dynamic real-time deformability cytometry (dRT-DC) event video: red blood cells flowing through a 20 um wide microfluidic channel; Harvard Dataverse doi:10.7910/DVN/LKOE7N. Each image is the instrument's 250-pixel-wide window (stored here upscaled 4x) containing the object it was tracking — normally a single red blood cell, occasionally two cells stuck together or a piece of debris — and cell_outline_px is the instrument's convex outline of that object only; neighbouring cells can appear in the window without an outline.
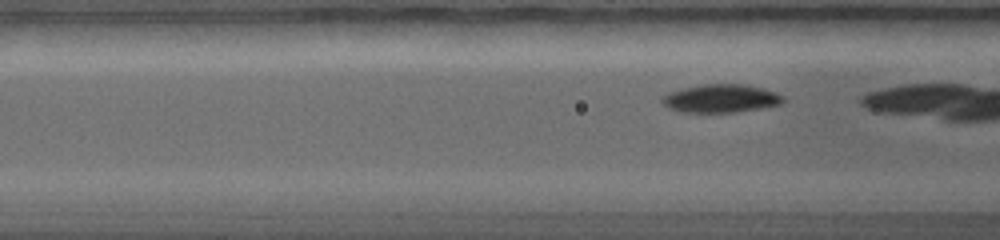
{"species": "common noctule bat (a hibernating species)", "species_latin": "Nyctalus noctula", "temperature_condition": "warm", "stored_images_in_passage": 15, "camera_frame_rate_fps": 5000, "um_per_image_px": 0.085, "animal": {"sex": "female", "body_mass_g": 19.0, "forearm_length_mm": 56.7}, "frame": {"image": 1, "passage_image": 7, "time_ms": 1.0, "image_size_px": [1000, 240], "cell_outline_px": [[784, 100], [780, 104], [760, 108], [736, 112], [680, 112], [668, 108], [660, 100], [668, 92], [680, 88], [700, 84], [740, 84], [764, 88], [776, 92], [784, 96]], "centroid_in_image_um": [61.25, 8.36], "position_along_channel_um": 105.4, "area_um2": 20.0}}